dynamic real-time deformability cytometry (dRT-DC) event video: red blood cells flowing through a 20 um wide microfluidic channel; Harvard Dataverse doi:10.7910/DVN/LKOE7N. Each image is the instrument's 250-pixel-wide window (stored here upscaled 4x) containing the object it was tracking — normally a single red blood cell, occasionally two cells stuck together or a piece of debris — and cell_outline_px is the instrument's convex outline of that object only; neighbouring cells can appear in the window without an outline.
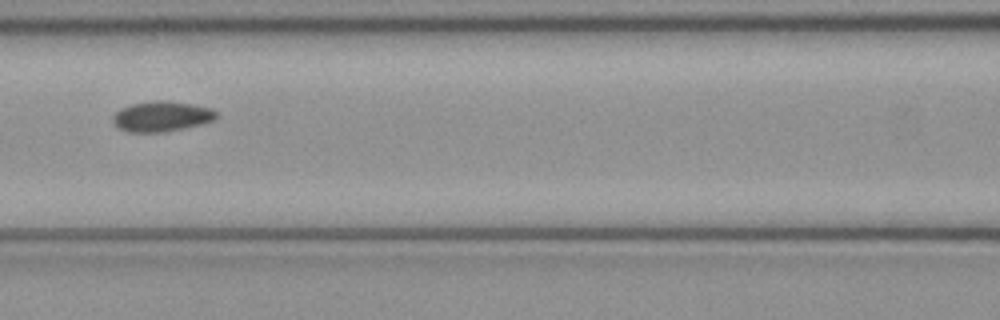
{"species": "common noctule bat (a hibernating species)", "species_latin": "Nyctalus noctula", "temperature_condition": "cold", "stored_images_in_passage": 4, "camera_frame_rate_fps": 3000, "um_per_image_px": 0.085, "animal": {"sex": "female", "body_mass_g": 21.9}, "frame": {"image": 1, "passage_image": 4, "time_ms": 1.0, "image_size_px": [1000, 320], "cell_outline_px": [[220, 116], [212, 120], [200, 124], [160, 132], [128, 132], [120, 128], [112, 120], [112, 116], [120, 108], [132, 104], [152, 100], [168, 100], [192, 104], [212, 108]], "centroid_in_image_um": [13.73, 9.87], "position_along_channel_um": 152.9, "area_um2": 18.15}}